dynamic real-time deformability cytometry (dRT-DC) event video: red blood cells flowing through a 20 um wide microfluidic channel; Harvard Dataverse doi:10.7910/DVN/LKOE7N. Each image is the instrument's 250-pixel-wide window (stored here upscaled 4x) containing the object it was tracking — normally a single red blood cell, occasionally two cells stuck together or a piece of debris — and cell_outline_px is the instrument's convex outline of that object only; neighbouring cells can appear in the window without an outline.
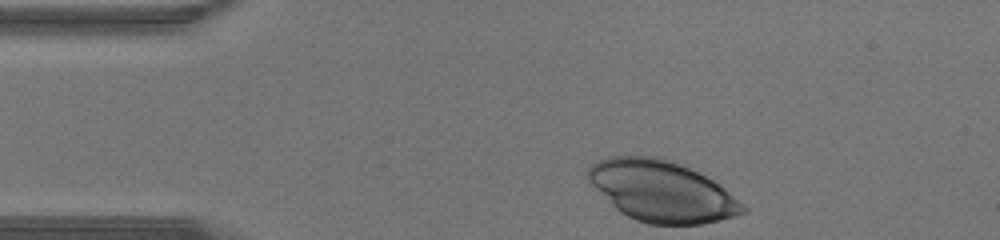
{"species": "human", "species_latin": "Homo sapiens", "temperature_condition": "warm", "stored_images_in_passage": 29, "camera_frame_rate_fps": 3000, "um_per_image_px": 0.085, "donor": {"sex": "male"}, "frame": {"image": 1, "passage_image": 1, "time_ms": 0.0, "image_size_px": [1000, 240], "cell_outline_px": [[748, 208], [744, 212], [736, 216], [700, 224], [648, 224], [636, 220], [620, 212], [588, 180], [584, 172], [592, 164], [608, 156], [664, 156], [676, 160], [720, 184], [744, 204]], "centroid_in_image_um": [56.26, 16.22], "position_along_channel_um": 28.7, "area_um2": 55.14}}
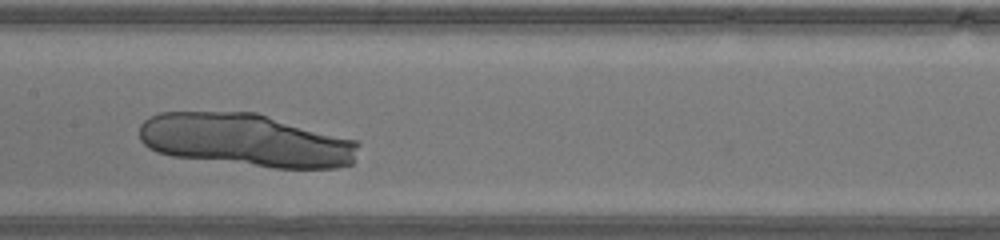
{"frame": {"image": 2, "passage_image": 15, "time_ms": 4.667, "image_size_px": [1000, 240], "cell_outline_px": [[360, 144], [352, 164], [336, 168], [272, 168], [172, 156], [156, 152], [148, 148], [140, 140], [140, 124], [148, 116], [160, 112], [256, 112], [356, 140]], "centroid_in_image_um": [20.89, 11.92], "position_along_channel_um": 186.5, "area_um2": 67.97}}
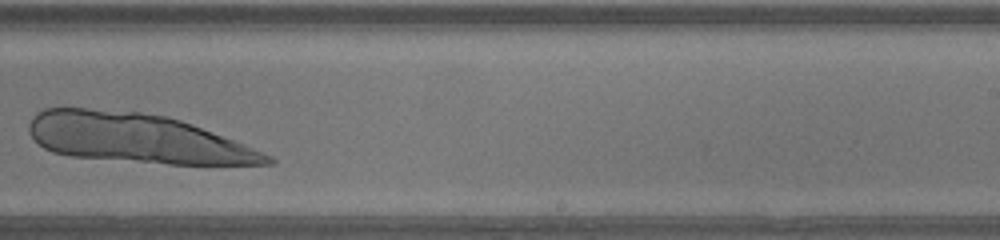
{"frame": {"image": 3, "passage_image": 21, "time_ms": 6.667, "image_size_px": [1000, 240], "cell_outline_px": [[276, 160], [272, 164], [168, 164], [72, 156], [52, 152], [44, 148], [28, 132], [28, 124], [32, 116], [36, 112], [44, 108], [88, 108], [140, 112], [164, 116], [180, 120], [192, 124], [244, 144], [272, 156]], "centroid_in_image_um": [11.59, 11.75], "position_along_channel_um": 277.4, "area_um2": 67.97}}